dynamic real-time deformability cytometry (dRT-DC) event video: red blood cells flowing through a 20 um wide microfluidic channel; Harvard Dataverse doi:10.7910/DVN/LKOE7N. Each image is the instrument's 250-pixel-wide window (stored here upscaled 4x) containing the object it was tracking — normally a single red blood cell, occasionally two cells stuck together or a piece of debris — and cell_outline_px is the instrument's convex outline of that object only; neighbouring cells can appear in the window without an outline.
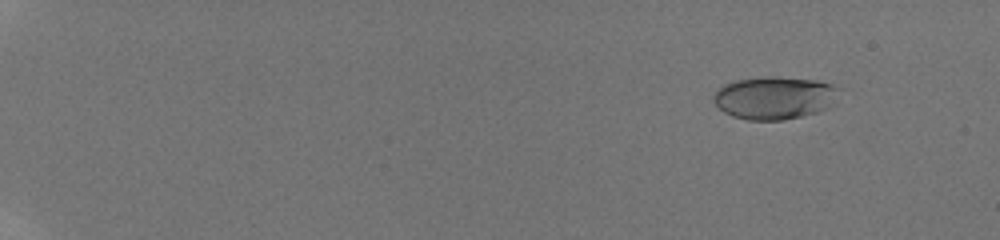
{"species": "human", "species_latin": "Homo sapiens", "temperature_condition": "room temperature", "stored_images_in_passage": 49, "camera_frame_rate_fps": 3000, "um_per_image_px": 0.085, "donor": {"sex": "male"}, "frame": {"image": 1, "passage_image": 6, "time_ms": 1.667, "image_size_px": [1000, 240], "cell_outline_px": [[840, 88], [828, 108], [816, 112], [784, 120], [748, 120], [732, 116], [724, 112], [712, 100], [712, 96], [716, 88], [724, 84], [736, 80], [764, 76], [772, 76], [816, 80], [832, 84]], "centroid_in_image_um": [65.77, 8.3], "position_along_channel_um": 19.2, "area_um2": 31.33}}
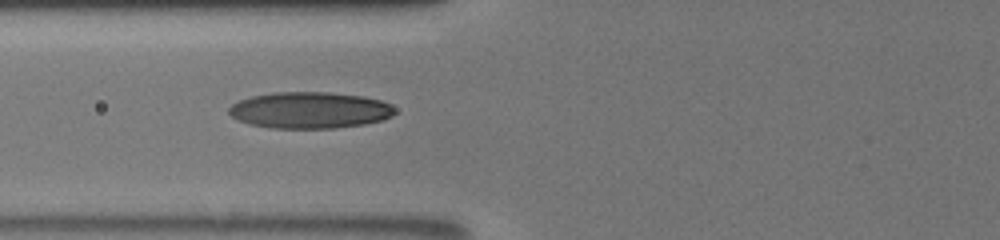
{"frame": {"image": 2, "passage_image": 27, "time_ms": 8.333, "image_size_px": [1000, 240], "cell_outline_px": [[396, 112], [392, 116], [384, 120], [364, 124], [332, 128], [272, 128], [248, 124], [236, 120], [228, 112], [228, 108], [232, 104], [240, 100], [252, 96], [272, 92], [328, 92], [364, 96], [380, 100], [396, 108]], "centroid_in_image_um": [26.32, 9.36], "position_along_channel_um": 99.5, "area_um2": 35.43}}
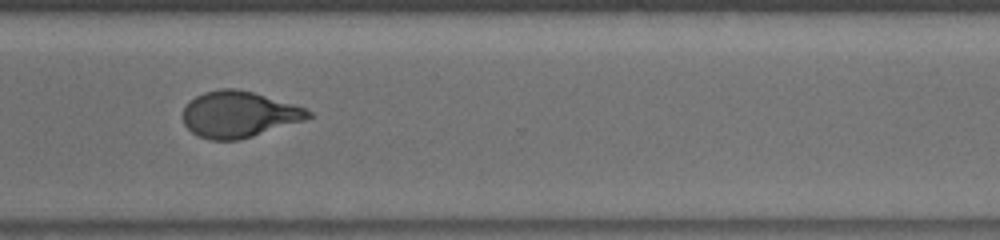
{"frame": {"image": 3, "passage_image": 48, "time_ms": 14.667, "image_size_px": [1000, 240], "cell_outline_px": [[316, 116], [304, 120], [240, 140], [208, 140], [196, 136], [184, 124], [184, 108], [188, 100], [204, 92], [220, 88], [236, 88], [252, 92], [292, 104], [304, 108], [312, 112]], "centroid_in_image_um": [20.28, 9.73], "position_along_channel_um": 350.3, "area_um2": 33.7}}